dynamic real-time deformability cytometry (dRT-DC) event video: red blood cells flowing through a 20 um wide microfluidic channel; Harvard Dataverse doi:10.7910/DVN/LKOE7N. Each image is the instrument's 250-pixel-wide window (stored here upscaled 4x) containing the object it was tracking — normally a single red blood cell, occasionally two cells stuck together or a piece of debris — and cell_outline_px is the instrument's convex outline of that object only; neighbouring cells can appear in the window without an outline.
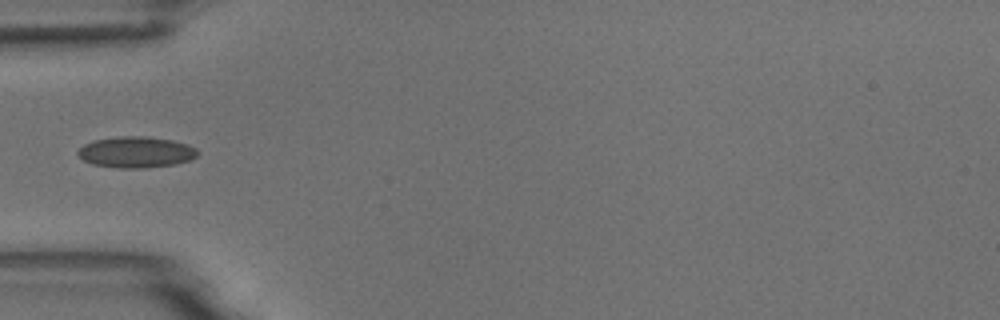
{"species": "common noctule bat (a hibernating species)", "species_latin": "Nyctalus noctula", "temperature_condition": "room temperature", "stored_images_in_passage": 5, "camera_frame_rate_fps": 3000, "um_per_image_px": 0.085, "animal": {"sex": "male", "body_mass_g": 18.8}, "frame": {"image": 1, "passage_image": 5, "time_ms": 4.667, "image_size_px": [1000, 320], "cell_outline_px": [[200, 152], [192, 160], [176, 164], [144, 168], [120, 168], [92, 164], [84, 160], [76, 152], [84, 144], [92, 140], [120, 136], [148, 136], [172, 140], [188, 144], [196, 148]], "centroid_in_image_um": [11.6, 12.93], "position_along_channel_um": 73.4, "area_um2": 21.91}}